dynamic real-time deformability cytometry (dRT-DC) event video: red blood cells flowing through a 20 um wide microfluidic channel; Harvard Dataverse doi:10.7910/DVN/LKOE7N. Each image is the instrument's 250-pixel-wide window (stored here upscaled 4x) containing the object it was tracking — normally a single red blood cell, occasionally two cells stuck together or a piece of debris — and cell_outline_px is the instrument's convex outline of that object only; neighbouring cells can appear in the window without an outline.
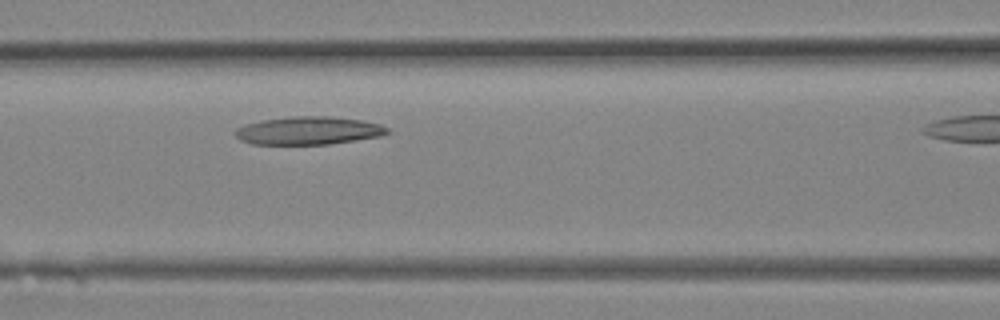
{"species": "Egyptian fruit bat (a non-hibernating species)", "species_latin": "Rousettus aegyptiacus", "temperature_condition": "room temperature", "stored_images_in_passage": 5, "segment_of_instrument_passage": [1, 2], "camera_frame_rate_fps": 3000, "um_per_image_px": 0.085, "animal": {"sex": "female"}, "frame": {"image": 1, "passage_image": 4, "time_ms": 1.0, "image_size_px": [1000, 320], "cell_outline_px": [[392, 132], [380, 136], [328, 144], [252, 144], [240, 140], [232, 132], [236, 128], [244, 124], [260, 120], [292, 116], [332, 116], [360, 120], [380, 124], [388, 128]], "centroid_in_image_um": [26.18, 11.09], "position_along_channel_um": 140.4, "area_um2": 24.97}}